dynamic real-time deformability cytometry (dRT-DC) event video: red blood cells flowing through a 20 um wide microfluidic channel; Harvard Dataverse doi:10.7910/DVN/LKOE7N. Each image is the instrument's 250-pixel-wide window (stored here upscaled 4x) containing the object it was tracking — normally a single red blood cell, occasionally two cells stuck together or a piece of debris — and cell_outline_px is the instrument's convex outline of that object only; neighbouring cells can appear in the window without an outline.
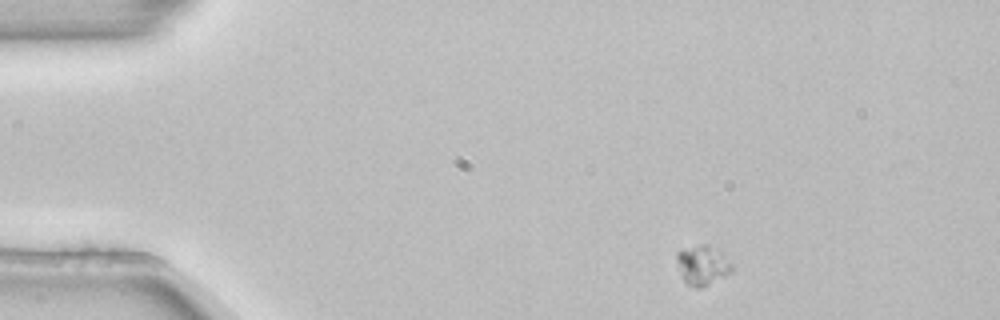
{"species": "common noctule bat (a hibernating species)", "species_latin": "Nyctalus noctula", "temperature_condition": "room temperature", "stored_images_in_passage": 4, "camera_frame_rate_fps": 3000, "um_per_image_px": 0.085, "animal": {"sex": "female", "body_mass_g": 22.7, "forearm_length_mm": 54.2}, "frame": {"image": 1, "passage_image": 1, "time_ms": 0.0, "image_size_px": [1000, 320], "cell_outline_px": [[732, 272], [704, 288], [696, 288], [684, 284], [676, 264], [676, 252], [680, 248], [700, 244], [708, 244], [724, 252], [732, 264]], "centroid_in_image_um": [59.69, 22.54], "position_along_channel_um": 25.3, "area_um2": 13.47}}
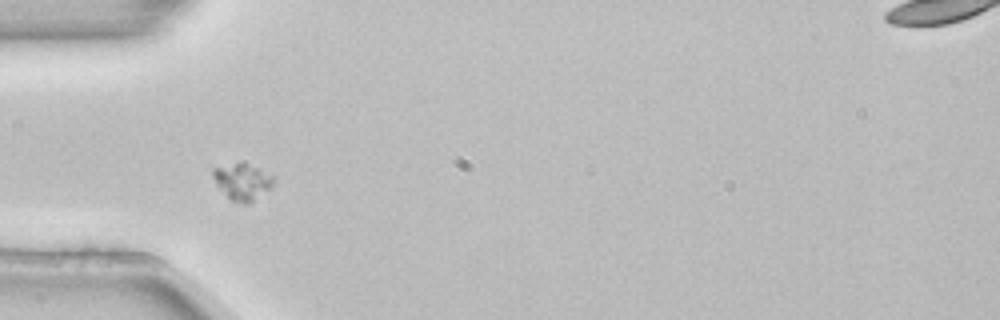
{"frame": {"image": 2, "passage_image": 3, "time_ms": 0.667, "image_size_px": [1000, 320], "cell_outline_px": [[272, 184], [268, 188], [248, 204], [244, 204], [232, 200], [216, 184], [212, 176], [212, 168], [240, 160], [244, 160], [272, 176]], "centroid_in_image_um": [20.53, 15.37], "position_along_channel_um": 64.5, "area_um2": 12.72}}